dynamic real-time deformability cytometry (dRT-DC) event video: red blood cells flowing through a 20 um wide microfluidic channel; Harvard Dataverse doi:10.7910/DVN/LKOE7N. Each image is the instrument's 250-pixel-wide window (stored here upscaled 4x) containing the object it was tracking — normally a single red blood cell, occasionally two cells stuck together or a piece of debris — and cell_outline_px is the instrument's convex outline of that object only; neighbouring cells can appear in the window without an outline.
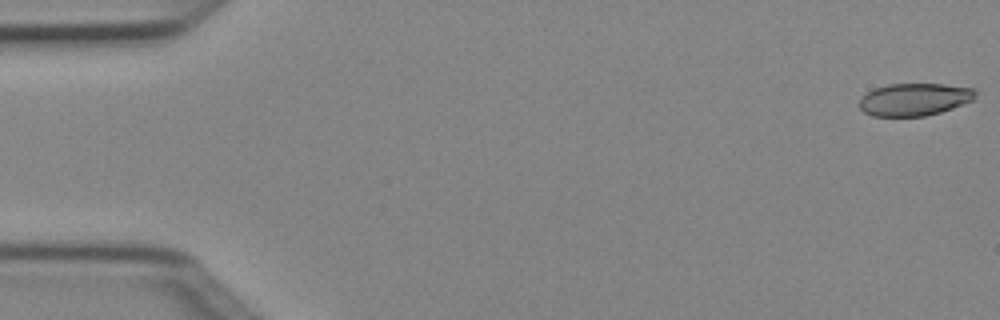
{"species": "Egyptian fruit bat (a non-hibernating species)", "species_latin": "Rousettus aegyptiacus", "temperature_condition": "cold", "stored_images_in_passage": 5, "camera_frame_rate_fps": 3000, "um_per_image_px": 0.085, "animal": {"sex": "female"}, "frame": {"image": 1, "passage_image": 1, "time_ms": 0.0, "image_size_px": [1000, 320], "cell_outline_px": [[976, 96], [972, 100], [952, 108], [940, 112], [924, 116], [872, 116], [864, 112], [860, 108], [860, 100], [868, 92], [876, 88], [888, 84], [944, 84], [976, 88]], "centroid_in_image_um": [77.75, 8.45], "position_along_channel_um": 7.2, "area_um2": 21.85}}
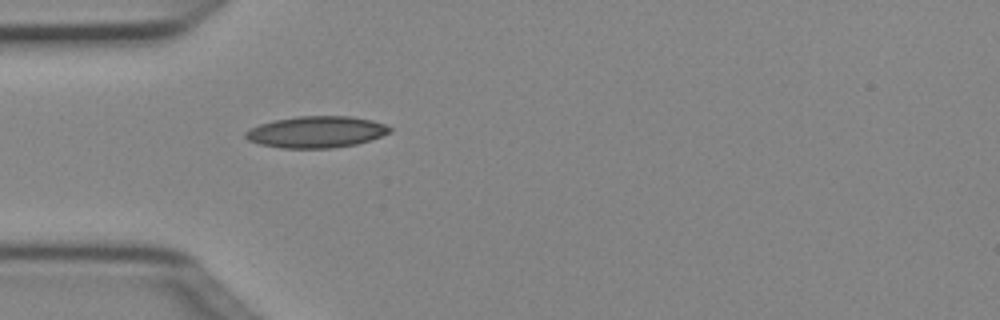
{"frame": {"image": 2, "passage_image": 5, "time_ms": 1.333, "image_size_px": [1000, 320], "cell_outline_px": [[392, 132], [356, 144], [332, 148], [280, 148], [260, 144], [248, 140], [244, 136], [244, 132], [260, 124], [272, 120], [296, 116], [352, 116], [372, 120], [384, 124], [392, 128]], "centroid_in_image_um": [26.87, 11.21], "position_along_channel_um": 58.1, "area_um2": 26.53}}